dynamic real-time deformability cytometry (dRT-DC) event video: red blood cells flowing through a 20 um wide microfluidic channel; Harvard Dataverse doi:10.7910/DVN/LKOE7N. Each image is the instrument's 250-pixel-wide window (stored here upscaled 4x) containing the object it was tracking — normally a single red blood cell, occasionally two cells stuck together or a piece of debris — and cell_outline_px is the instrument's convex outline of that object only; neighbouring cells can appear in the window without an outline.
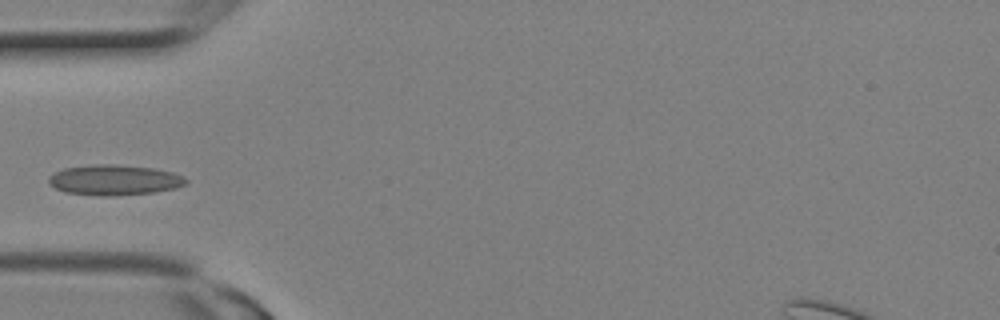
{"species": "Egyptian fruit bat (a non-hibernating species)", "species_latin": "Rousettus aegyptiacus", "temperature_condition": "room temperature", "stored_images_in_passage": 11, "camera_frame_rate_fps": 3000, "um_per_image_px": 0.085, "animal": {"sex": "female"}, "frame": {"image": 1, "passage_image": 7, "time_ms": 2.0, "image_size_px": [1000, 320], "cell_outline_px": [[188, 184], [176, 188], [152, 192], [112, 196], [100, 196], [64, 192], [48, 184], [48, 176], [64, 168], [92, 164], [112, 164], [152, 168], [172, 172], [184, 176], [188, 180]], "centroid_in_image_um": [9.71, 15.3], "position_along_channel_um": 75.3, "area_um2": 24.39}}
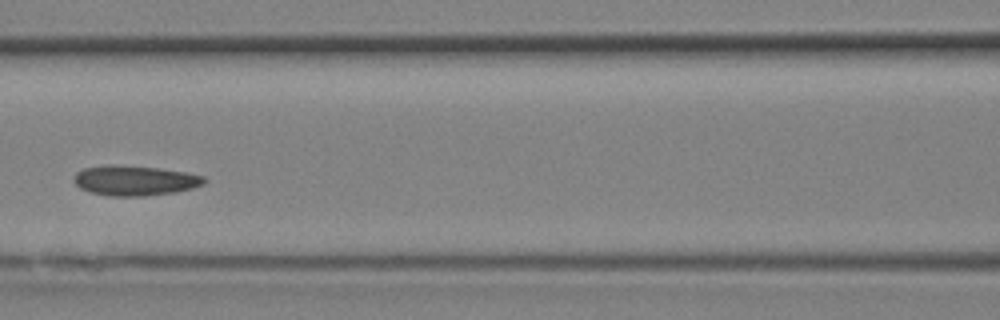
{"frame": {"image": 2, "passage_image": 10, "time_ms": 3.0, "image_size_px": [1000, 320], "cell_outline_px": [[204, 184], [192, 188], [176, 192], [144, 196], [108, 196], [92, 192], [80, 188], [72, 180], [76, 172], [84, 168], [112, 164], [156, 168], [188, 172], [204, 176]], "centroid_in_image_um": [11.45, 15.34], "position_along_channel_um": 155.2, "area_um2": 22.77}}